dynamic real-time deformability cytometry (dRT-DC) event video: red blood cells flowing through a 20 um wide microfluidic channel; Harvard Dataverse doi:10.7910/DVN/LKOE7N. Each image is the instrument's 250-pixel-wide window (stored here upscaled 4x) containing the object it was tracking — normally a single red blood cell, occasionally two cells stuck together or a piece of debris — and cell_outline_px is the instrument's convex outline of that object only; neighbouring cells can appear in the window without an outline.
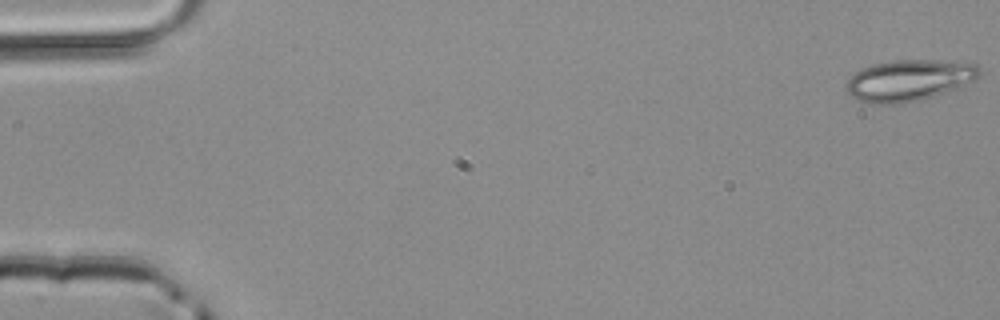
{"species": "common noctule bat (a hibernating species)", "species_latin": "Nyctalus noctula", "temperature_condition": "room temperature", "stored_images_in_passage": 15, "camera_frame_rate_fps": 3000, "um_per_image_px": 0.085, "animal": {"sex": "male", "body_mass_g": 20.4}, "frame": {"image": 1, "passage_image": 1, "time_ms": 0.0, "image_size_px": [1000, 320], "cell_outline_px": [[980, 76], [956, 88], [920, 100], [900, 104], [868, 104], [856, 100], [848, 96], [848, 80], [856, 72], [864, 68], [876, 64], [892, 60], [936, 60], [976, 64], [980, 68]], "centroid_in_image_um": [77.23, 6.84], "position_along_channel_um": 7.8, "area_um2": 31.73}}